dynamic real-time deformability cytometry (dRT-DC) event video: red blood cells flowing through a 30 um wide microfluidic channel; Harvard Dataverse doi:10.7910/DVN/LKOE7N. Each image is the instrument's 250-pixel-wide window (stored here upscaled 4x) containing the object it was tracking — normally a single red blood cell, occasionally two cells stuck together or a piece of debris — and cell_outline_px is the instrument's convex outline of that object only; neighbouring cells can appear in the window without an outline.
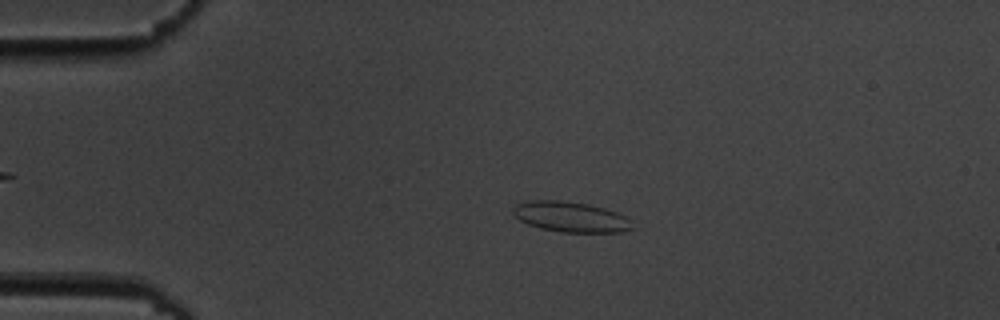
{"species": "common noctule bat (a hibernating species)", "species_latin": "Nyctalus noctula", "temperature_condition": "cold", "stored_images_in_passage": 15, "camera_frame_rate_fps": 3000, "um_per_image_px": 0.085, "animal": {"sex": "male", "body_mass_g": 19.5, "forearm_length_mm": 54.6}, "frame": {"image": 1, "passage_image": 4, "time_ms": 3.667, "image_size_px": [1000, 320], "cell_outline_px": [[636, 228], [620, 232], [560, 232], [540, 228], [528, 224], [520, 220], [512, 212], [512, 208], [516, 204], [524, 200], [560, 200], [588, 204], [604, 208], [616, 212], [632, 220]], "centroid_in_image_um": [48.52, 18.43], "position_along_channel_um": 36.5, "area_um2": 21.33}}
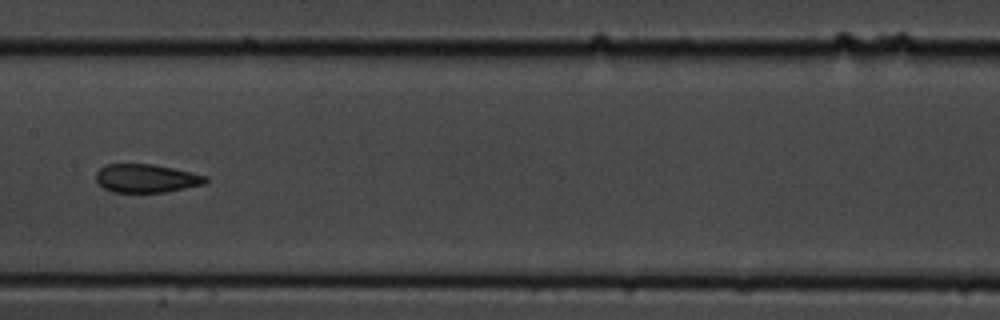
{"frame": {"image": 2, "passage_image": 8, "time_ms": 9.333, "image_size_px": [1000, 320], "cell_outline_px": [[208, 180], [204, 184], [164, 192], [112, 192], [104, 188], [96, 180], [96, 172], [104, 164], [152, 164], [192, 172], [208, 176]], "centroid_in_image_um": [12.43, 15.15], "position_along_channel_um": 195.0, "area_um2": 18.09}}
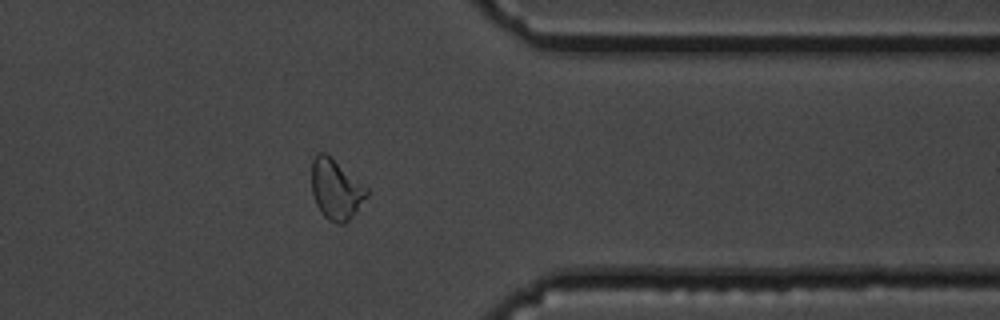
{"frame": {"image": 3, "passage_image": 13, "time_ms": 15.0, "image_size_px": [1000, 320], "cell_outline_px": [[368, 196], [356, 212], [344, 224], [336, 224], [328, 220], [320, 212], [316, 204], [312, 192], [312, 160], [316, 152], [324, 152], [368, 188]], "centroid_in_image_um": [28.55, 16.12], "position_along_channel_um": 382.9, "area_um2": 19.25}, "authors_computed_cell_mechanics": {"area_um2": 19.2474, "velocity_mm_per_s": 3.4794, "shape_relaxation_time_tau1_ms": 3.8057, "shape_relaxation_time_tau2_ms": 0.7313, "deformation_change_tau1": 0.1277, "deformation_change_tau2": 0.0603}}